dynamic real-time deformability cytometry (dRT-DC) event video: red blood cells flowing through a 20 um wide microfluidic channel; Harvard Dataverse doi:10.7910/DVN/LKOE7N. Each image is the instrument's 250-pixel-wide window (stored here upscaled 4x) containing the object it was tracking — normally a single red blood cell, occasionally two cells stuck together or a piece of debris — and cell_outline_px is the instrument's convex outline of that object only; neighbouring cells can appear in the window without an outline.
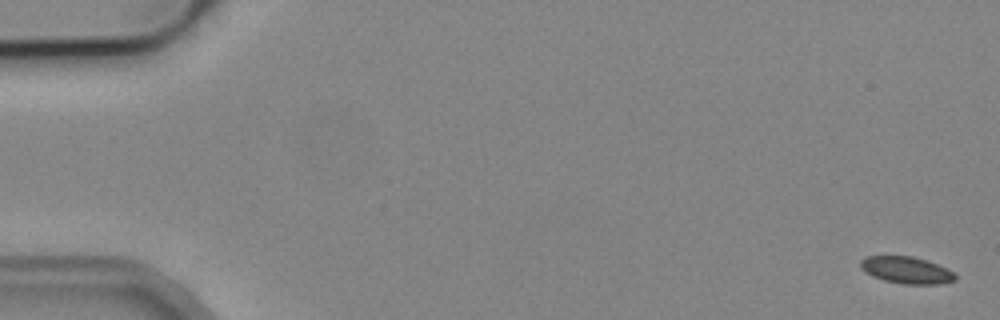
{"species": "common noctule bat (a hibernating species)", "species_latin": "Nyctalus noctula", "temperature_condition": "cold", "stored_images_in_passage": 3, "camera_frame_rate_fps": 3000, "um_per_image_px": 0.085, "animal": {"sex": "male", "body_mass_g": 19.2, "forearm_length_mm": 51.8}, "frame": {"image": 1, "passage_image": 1, "time_ms": 0.0, "image_size_px": [1000, 320], "cell_outline_px": [[956, 280], [940, 284], [904, 284], [884, 280], [872, 276], [860, 268], [860, 260], [864, 256], [912, 256], [948, 268], [956, 276]], "centroid_in_image_um": [77.03, 22.96], "position_along_channel_um": 8.0, "area_um2": 14.8}}